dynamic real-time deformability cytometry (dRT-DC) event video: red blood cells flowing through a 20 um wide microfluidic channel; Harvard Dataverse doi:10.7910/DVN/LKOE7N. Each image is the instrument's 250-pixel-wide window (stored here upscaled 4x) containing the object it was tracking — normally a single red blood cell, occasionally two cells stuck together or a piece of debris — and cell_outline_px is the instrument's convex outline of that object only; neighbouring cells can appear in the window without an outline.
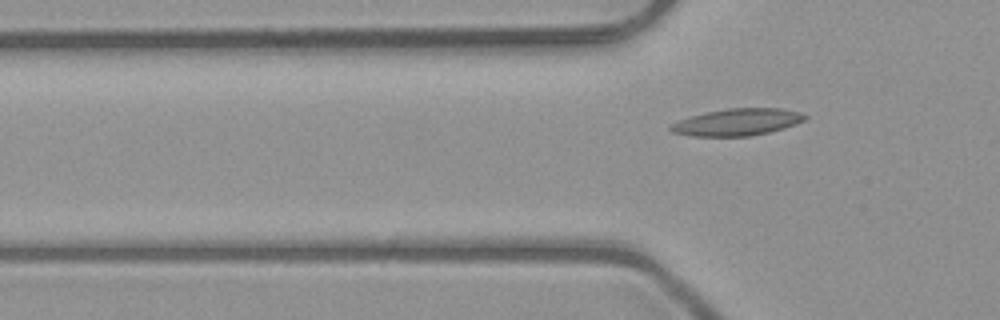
{"species": "common noctule bat (a hibernating species)", "species_latin": "Nyctalus noctula", "temperature_condition": "room temperature", "stored_images_in_passage": 6, "camera_frame_rate_fps": 3000, "um_per_image_px": 0.085, "animal": {"sex": "male", "body_mass_g": 23.1, "forearm_length_mm": 52.7}, "frame": {"image": 1, "passage_image": 6, "time_ms": 1.667, "image_size_px": [1000, 320], "cell_outline_px": [[808, 116], [804, 120], [784, 128], [768, 132], [748, 136], [692, 136], [672, 132], [668, 128], [672, 124], [680, 120], [692, 116], [708, 112], [728, 108], [780, 108], [800, 112]], "centroid_in_image_um": [62.68, 10.38], "position_along_channel_um": 63.1, "area_um2": 20.81}}